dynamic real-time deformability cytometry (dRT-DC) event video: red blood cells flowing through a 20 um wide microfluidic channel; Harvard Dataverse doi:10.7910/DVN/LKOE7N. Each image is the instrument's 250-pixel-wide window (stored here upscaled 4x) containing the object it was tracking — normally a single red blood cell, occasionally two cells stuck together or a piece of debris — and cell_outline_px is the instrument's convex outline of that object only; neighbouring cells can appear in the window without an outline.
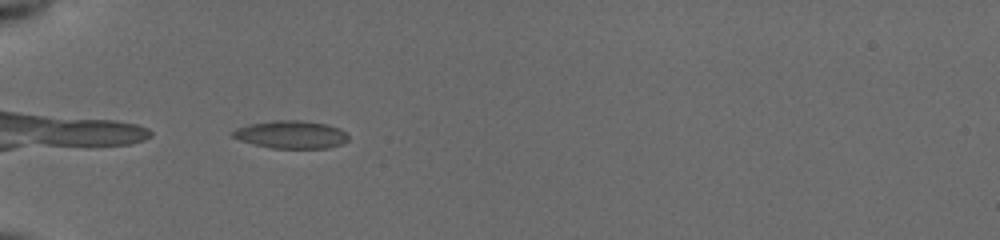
{"species": "common noctule bat (a hibernating species)", "species_latin": "Nyctalus noctula", "temperature_condition": "cold", "stored_images_in_passage": 36, "camera_frame_rate_fps": 3000, "um_per_image_px": 0.085, "animal": {"sex": "female", "body_mass_g": 19.5, "forearm_length_mm": 54.1}, "frame": {"image": 1, "passage_image": 1, "time_ms": 0.0, "image_size_px": [1000, 240], "cell_outline_px": [[348, 140], [344, 144], [328, 148], [272, 148], [240, 140], [232, 136], [232, 132], [236, 128], [248, 124], [272, 120], [304, 120], [328, 124], [340, 128], [348, 136]], "centroid_in_image_um": [24.78, 11.42], "position_along_channel_um": 60.2, "area_um2": 18.84}}
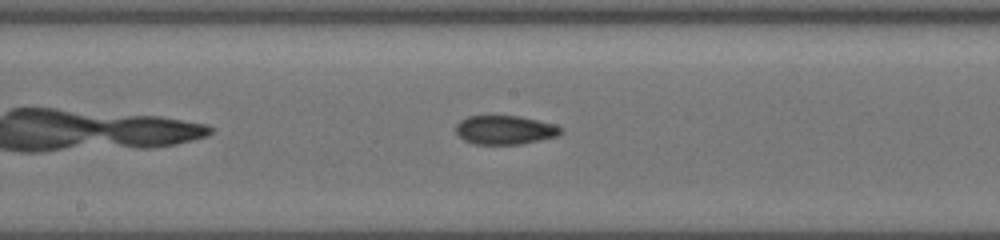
{"frame": {"image": 2, "passage_image": 13, "time_ms": 4.0, "image_size_px": [1000, 240], "cell_outline_px": [[564, 132], [556, 136], [540, 140], [520, 144], [476, 144], [464, 140], [456, 132], [456, 124], [460, 120], [468, 116], [520, 116], [556, 124], [564, 128]], "centroid_in_image_um": [42.96, 11.04], "position_along_channel_um": 205.2, "area_um2": 17.74}}
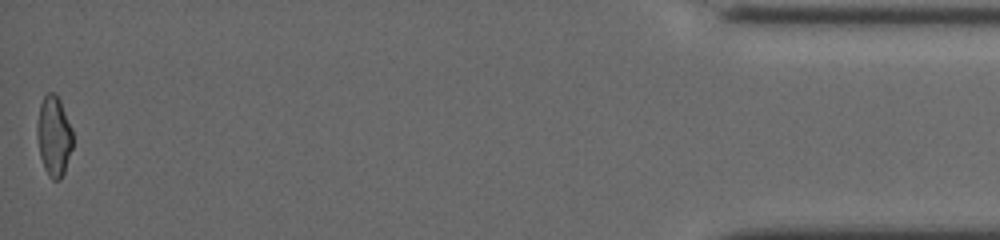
{"frame": {"image": 3, "passage_image": 36, "time_ms": 11.667, "image_size_px": [1000, 240], "cell_outline_px": [[72, 148], [64, 172], [60, 180], [52, 180], [48, 176], [44, 168], [40, 156], [36, 136], [36, 124], [40, 104], [44, 96], [48, 92], [56, 92], [60, 100], [72, 128]], "centroid_in_image_um": [4.56, 11.55], "position_along_channel_um": 430.6, "area_um2": 16.88}, "authors_computed_cell_mechanics": {"area_um2": 17.4556, "velocity_mm_per_s": 3.9472, "shape_relaxation_time_tau1_ms": null, "shape_relaxation_time_tau2_ms": 2.4326, "deformation_change_tau1": null, "deformation_change_tau2": 0.0871}}